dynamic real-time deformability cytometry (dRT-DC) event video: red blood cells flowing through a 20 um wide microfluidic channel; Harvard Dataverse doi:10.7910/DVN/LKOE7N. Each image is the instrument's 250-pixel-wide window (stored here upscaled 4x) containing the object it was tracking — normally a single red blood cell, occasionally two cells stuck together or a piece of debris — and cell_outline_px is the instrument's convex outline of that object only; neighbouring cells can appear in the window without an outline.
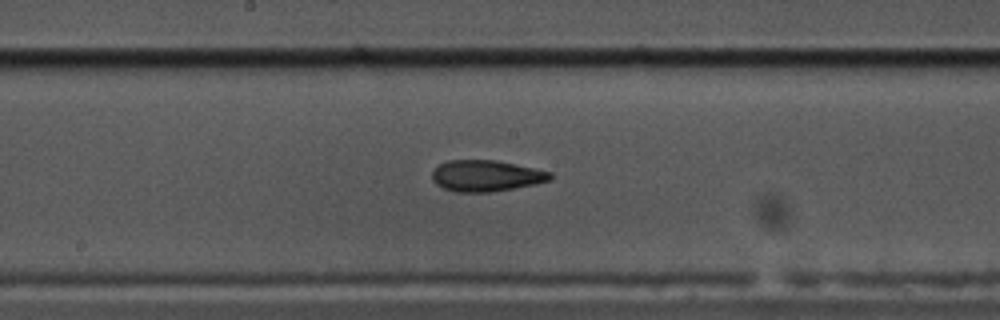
{"species": "common noctule bat (a hibernating species)", "species_latin": "Nyctalus noctula", "temperature_condition": "cold", "stored_images_in_passage": 41, "camera_frame_rate_fps": 3000, "um_per_image_px": 0.085, "animal": {"sex": "male", "body_mass_g": 17.5, "forearm_length_mm": 52.3}, "frame": {"image": 1, "passage_image": 17, "time_ms": 5.333, "image_size_px": [1000, 320], "cell_outline_px": [[552, 180], [536, 184], [492, 192], [456, 192], [444, 188], [436, 184], [432, 180], [432, 172], [440, 164], [448, 160], [496, 160], [552, 172]], "centroid_in_image_um": [41.33, 14.95], "position_along_channel_um": 206.9, "area_um2": 21.5}}
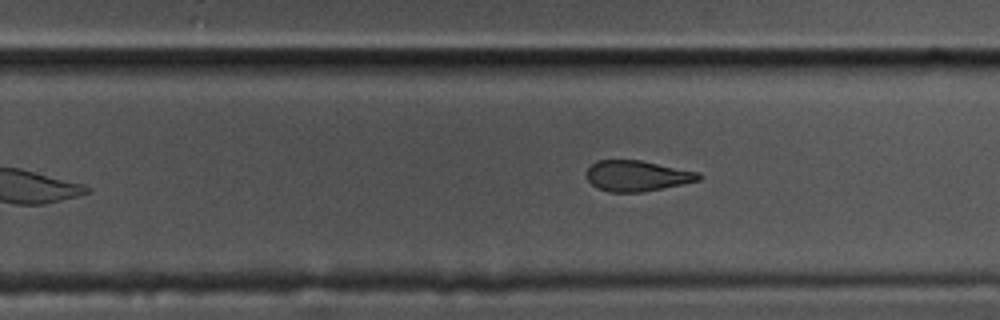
{"frame": {"image": 2, "passage_image": 23, "time_ms": 7.333, "image_size_px": [1000, 320], "cell_outline_px": [[704, 176], [700, 180], [640, 192], [608, 192], [596, 188], [588, 180], [584, 172], [596, 160], [640, 160], [700, 172]], "centroid_in_image_um": [54.12, 14.94], "position_along_channel_um": 275.7, "area_um2": 20.11}}
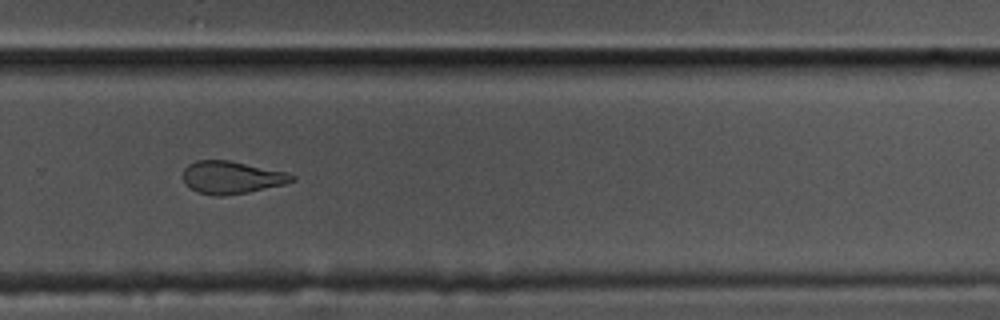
{"frame": {"image": 3, "passage_image": 26, "time_ms": 8.333, "image_size_px": [1000, 320], "cell_outline_px": [[296, 180], [284, 184], [248, 192], [224, 196], [212, 196], [196, 192], [188, 188], [184, 184], [184, 168], [188, 164], [196, 160], [228, 160], [288, 172], [296, 176]], "centroid_in_image_um": [19.67, 15.09], "position_along_channel_um": 310.1, "area_um2": 20.92}, "authors_computed_cell_mechanics": {"area_um2": 21.4438, "velocity_mm_per_s": 3.4476, "shape_relaxation_time_tau1_ms": 3.9197, "shape_relaxation_time_tau2_ms": 2.654, "deformation_change_tau1": 0.148, "deformation_change_tau2": 0.1115}}